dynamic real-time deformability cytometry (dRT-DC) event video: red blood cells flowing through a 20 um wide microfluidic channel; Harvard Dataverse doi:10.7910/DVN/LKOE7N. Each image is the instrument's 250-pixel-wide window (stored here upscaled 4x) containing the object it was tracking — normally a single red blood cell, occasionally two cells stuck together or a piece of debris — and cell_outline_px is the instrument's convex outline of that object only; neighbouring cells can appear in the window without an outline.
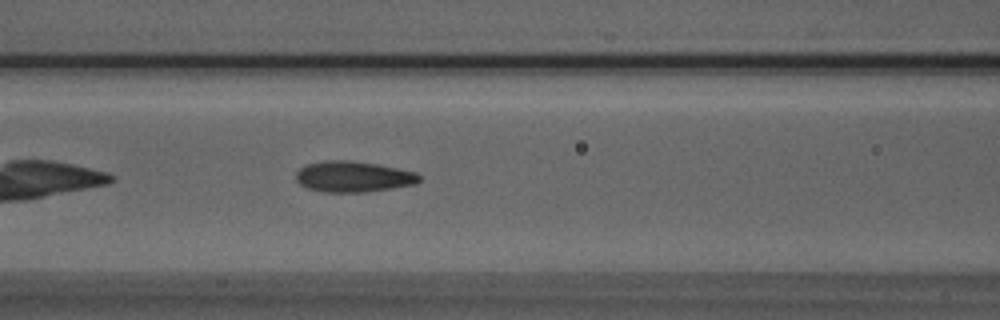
{"species": "Egyptian fruit bat (a non-hibernating species)", "species_latin": "Rousettus aegyptiacus", "temperature_condition": "room temperature", "stored_images_in_passage": 39, "camera_frame_rate_fps": 3000, "um_per_image_px": 0.085, "animal": {"sex": "male"}, "frame": {"image": 1, "passage_image": 8, "time_ms": 2.333, "image_size_px": [1000, 320], "cell_outline_px": [[420, 180], [416, 184], [364, 192], [324, 192], [308, 188], [300, 184], [296, 180], [296, 172], [300, 168], [308, 164], [324, 160], [348, 160], [376, 164], [416, 172], [420, 176]], "centroid_in_image_um": [30.01, 15.01], "position_along_channel_um": 136.6, "area_um2": 22.02}}
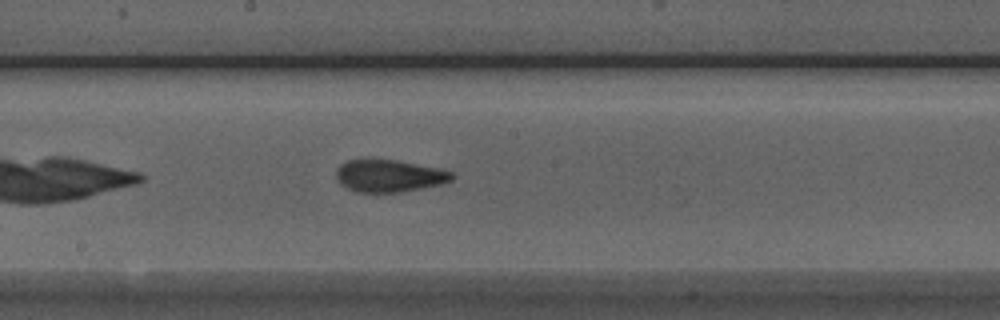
{"frame": {"image": 2, "passage_image": 14, "time_ms": 4.333, "image_size_px": [1000, 320], "cell_outline_px": [[456, 176], [452, 180], [440, 184], [400, 192], [356, 192], [340, 184], [336, 176], [336, 168], [340, 164], [348, 160], [360, 156], [364, 156], [396, 160], [440, 168], [452, 172]], "centroid_in_image_um": [33.02, 14.89], "position_along_channel_um": 215.2, "area_um2": 22.43}}
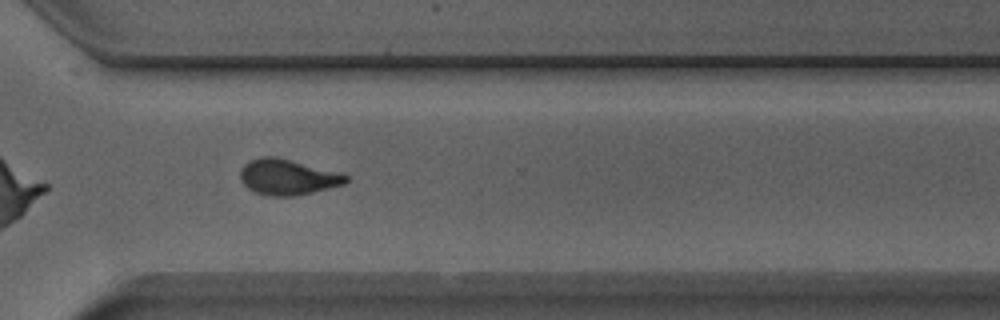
{"frame": {"image": 3, "passage_image": 24, "time_ms": 7.667, "image_size_px": [1000, 320], "cell_outline_px": [[348, 180], [344, 184], [312, 192], [292, 196], [268, 196], [256, 192], [248, 188], [240, 180], [240, 168], [248, 160], [260, 156], [276, 156], [340, 172], [348, 176]], "centroid_in_image_um": [24.42, 15.03], "position_along_channel_um": 346.2, "area_um2": 22.08}, "authors_computed_cell_mechanics": {"area_um2": 21.6172, "velocity_mm_per_s": 3.939, "shape_relaxation_time_tau1_ms": 9.8632, "shape_relaxation_time_tau2_ms": 1.3611, "deformation_change_tau1": 0.2486, "deformation_change_tau2": 0.0699}}